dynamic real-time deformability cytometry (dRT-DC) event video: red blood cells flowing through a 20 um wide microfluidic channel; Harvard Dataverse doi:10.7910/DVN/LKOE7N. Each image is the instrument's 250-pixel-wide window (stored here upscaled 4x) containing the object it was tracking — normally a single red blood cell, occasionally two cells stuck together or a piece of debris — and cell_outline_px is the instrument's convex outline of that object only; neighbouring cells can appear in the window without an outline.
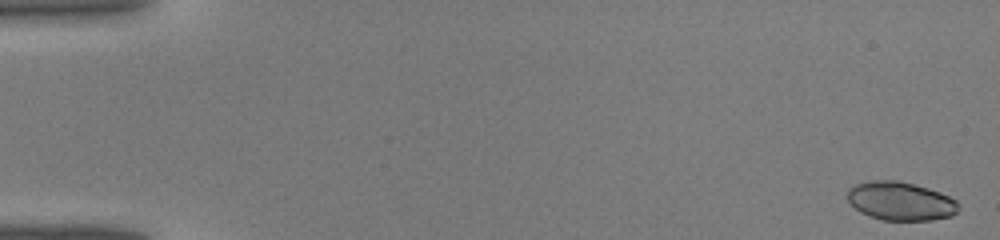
{"species": "common noctule bat (a hibernating species)", "species_latin": "Nyctalus noctula", "temperature_condition": "warm", "stored_images_in_passage": 44, "camera_frame_rate_fps": 3000, "um_per_image_px": 0.085, "animal": {"sex": "male", "body_mass_g": 19.0, "forearm_length_mm": 50.8}, "frame": {"image": 1, "passage_image": 1, "time_ms": 0.0, "image_size_px": [1000, 240], "cell_outline_px": [[960, 208], [952, 216], [932, 220], [884, 220], [868, 216], [860, 212], [844, 196], [848, 188], [852, 184], [872, 180], [896, 180], [928, 188], [940, 192], [956, 200], [960, 204]], "centroid_in_image_um": [76.52, 17.09], "position_along_channel_um": 8.5, "area_um2": 25.26}}
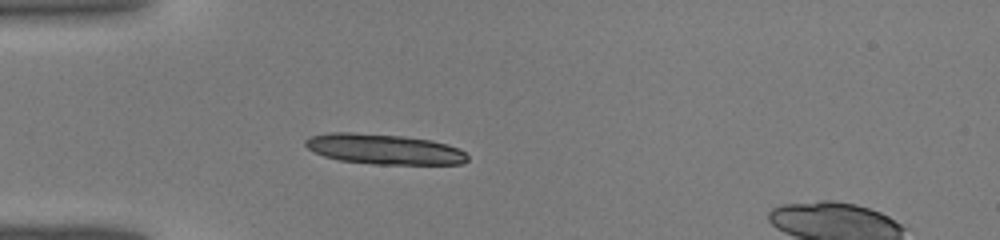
{"frame": {"image": 2, "passage_image": 13, "time_ms": 4.0, "image_size_px": [1000, 240], "cell_outline_px": [[468, 160], [464, 164], [372, 164], [340, 160], [324, 156], [308, 148], [304, 144], [304, 140], [308, 136], [328, 132], [352, 132], [404, 136], [432, 140], [448, 144], [460, 148], [468, 156]], "centroid_in_image_um": [32.65, 12.67], "position_along_channel_um": 52.3, "area_um2": 28.84}}